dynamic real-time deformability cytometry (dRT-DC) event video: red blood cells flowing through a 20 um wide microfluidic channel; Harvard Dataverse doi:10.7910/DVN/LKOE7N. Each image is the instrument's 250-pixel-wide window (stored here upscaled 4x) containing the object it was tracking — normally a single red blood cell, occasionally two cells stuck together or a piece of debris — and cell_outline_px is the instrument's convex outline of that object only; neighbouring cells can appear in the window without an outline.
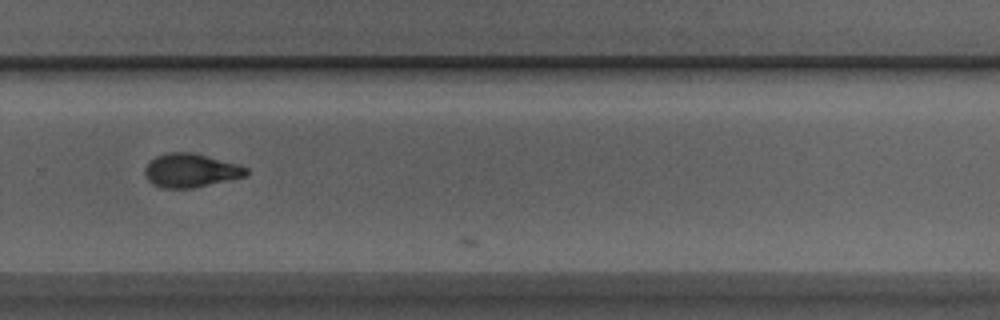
{"species": "Egyptian fruit bat (a non-hibernating species)", "species_latin": "Rousettus aegyptiacus", "temperature_condition": "room temperature", "stored_images_in_passage": 25, "camera_frame_rate_fps": 3000, "um_per_image_px": 0.085, "animal": {"sex": "male"}, "frame": {"image": 1, "passage_image": 23, "time_ms": 7.333, "image_size_px": [1000, 320], "cell_outline_px": [[248, 176], [192, 188], [164, 188], [152, 184], [144, 176], [144, 168], [148, 160], [156, 156], [168, 152], [192, 152], [236, 164], [248, 168]], "centroid_in_image_um": [16.16, 14.49], "position_along_channel_um": 313.6, "area_um2": 20.0}}